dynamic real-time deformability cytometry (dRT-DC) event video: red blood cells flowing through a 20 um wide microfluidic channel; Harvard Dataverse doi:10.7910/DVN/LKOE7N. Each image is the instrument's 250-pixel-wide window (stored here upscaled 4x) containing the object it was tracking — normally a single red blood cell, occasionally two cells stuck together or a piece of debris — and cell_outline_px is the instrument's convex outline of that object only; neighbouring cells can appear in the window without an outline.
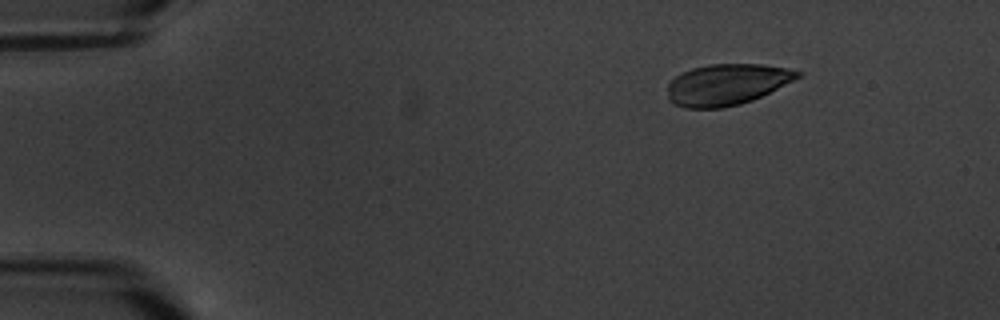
{"species": "common noctule bat (a hibernating species)", "species_latin": "Nyctalus noctula", "temperature_condition": "warm", "stored_images_in_passage": 4, "camera_frame_rate_fps": 3000, "um_per_image_px": 0.085, "animal": {"sex": "male", "body_mass_g": 20.1, "forearm_length_mm": 53.5}, "frame": {"image": 1, "passage_image": 1, "time_ms": 0.0, "image_size_px": [1000, 320], "cell_outline_px": [[804, 76], [752, 100], [740, 104], [720, 108], [684, 108], [672, 104], [668, 100], [668, 84], [680, 72], [692, 68], [708, 64], [760, 64], [788, 68], [804, 72]], "centroid_in_image_um": [61.79, 7.17], "position_along_channel_um": 23.2, "area_um2": 31.5}}
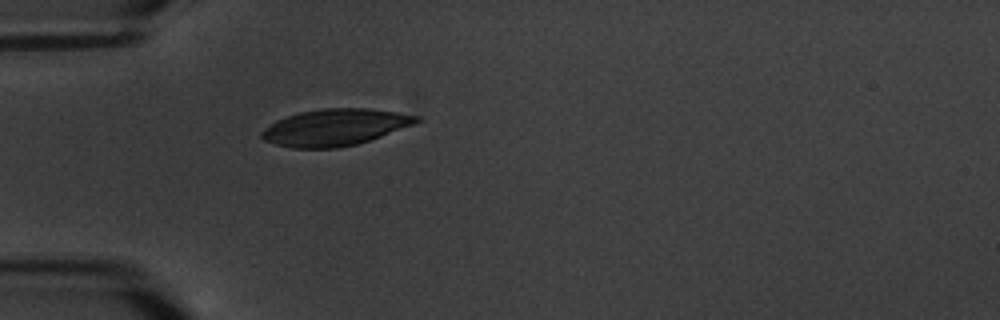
{"frame": {"image": 2, "passage_image": 4, "time_ms": 3.333, "image_size_px": [1000, 320], "cell_outline_px": [[420, 120], [412, 124], [380, 136], [356, 144], [336, 148], [292, 148], [276, 144], [264, 140], [260, 136], [260, 132], [264, 128], [276, 120], [300, 112], [324, 108], [364, 108], [396, 112], [420, 116]], "centroid_in_image_um": [28.42, 10.82], "position_along_channel_um": 56.6, "area_um2": 32.6}}